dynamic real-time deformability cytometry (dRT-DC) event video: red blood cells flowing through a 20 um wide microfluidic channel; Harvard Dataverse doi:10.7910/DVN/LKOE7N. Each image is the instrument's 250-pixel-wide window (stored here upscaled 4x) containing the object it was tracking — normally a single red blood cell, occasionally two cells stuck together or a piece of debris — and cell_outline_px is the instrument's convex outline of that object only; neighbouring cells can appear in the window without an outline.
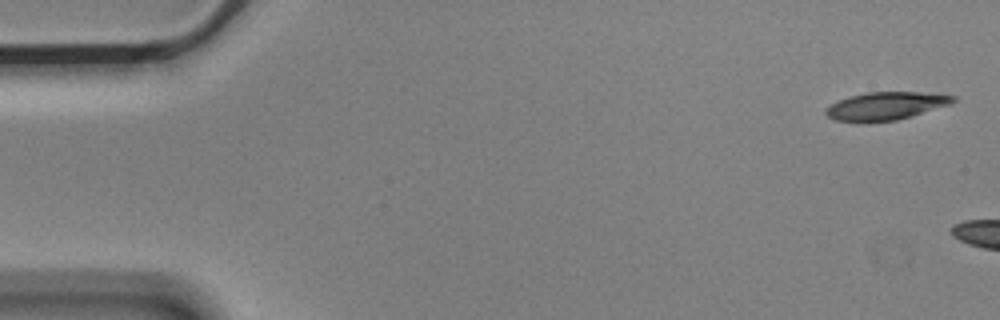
{"species": "Egyptian fruit bat (a non-hibernating species)", "species_latin": "Rousettus aegyptiacus", "temperature_condition": "cold", "stored_images_in_passage": 2, "camera_frame_rate_fps": 3000, "um_per_image_px": 0.085, "animal": {"sex": "male"}, "frame": {"image": 1, "passage_image": 1, "time_ms": 0.0, "image_size_px": [1000, 320], "cell_outline_px": [[956, 100], [952, 104], [912, 116], [896, 120], [832, 120], [824, 112], [832, 104], [848, 96], [868, 92], [920, 92], [956, 96]], "centroid_in_image_um": [75.36, 8.98], "position_along_channel_um": 9.6, "area_um2": 20.17}}